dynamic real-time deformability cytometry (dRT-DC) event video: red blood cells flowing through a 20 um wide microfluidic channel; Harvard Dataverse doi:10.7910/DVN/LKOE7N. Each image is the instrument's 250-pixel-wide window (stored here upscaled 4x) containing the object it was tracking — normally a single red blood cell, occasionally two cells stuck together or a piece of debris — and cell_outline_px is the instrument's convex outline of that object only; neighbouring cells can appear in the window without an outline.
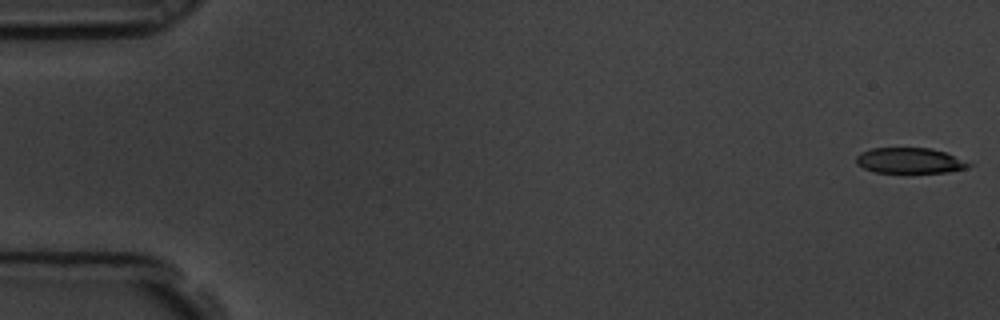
{"species": "common noctule bat (a hibernating species)", "species_latin": "Nyctalus noctula", "temperature_condition": "room temperature", "stored_images_in_passage": 6, "camera_frame_rate_fps": 3000, "um_per_image_px": 0.085, "animal": {"sex": "male", "body_mass_g": 19.5, "forearm_length_mm": 54.6}, "frame": {"image": 1, "passage_image": 1, "time_ms": 0.0, "image_size_px": [1000, 320], "cell_outline_px": [[972, 164], [968, 168], [948, 172], [876, 172], [864, 168], [856, 164], [856, 156], [860, 152], [872, 148], [932, 148], [944, 152]], "centroid_in_image_um": [77.29, 13.64], "position_along_channel_um": 7.7, "area_um2": 16.59}}
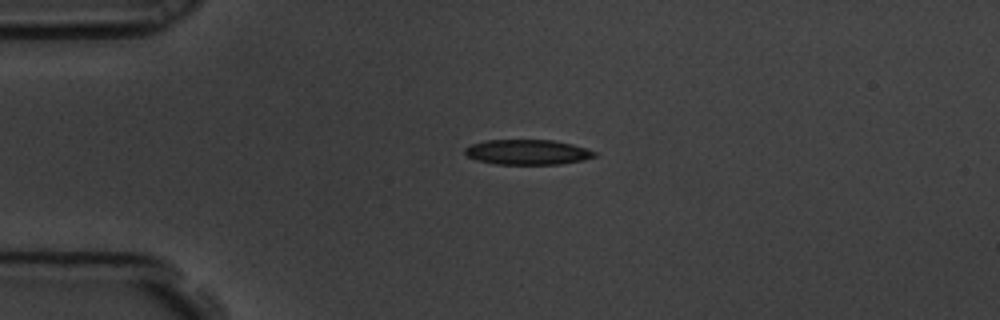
{"frame": {"image": 2, "passage_image": 4, "time_ms": 1.0, "image_size_px": [1000, 320], "cell_outline_px": [[596, 156], [584, 160], [560, 164], [496, 164], [476, 160], [468, 156], [464, 152], [464, 148], [472, 144], [484, 140], [552, 140], [572, 144], [596, 152]], "centroid_in_image_um": [44.82, 12.93], "position_along_channel_um": 40.2, "area_um2": 18.9}}
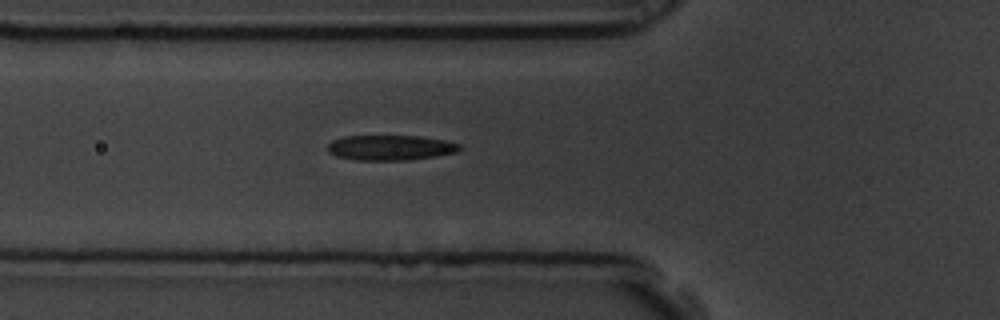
{"frame": {"image": 3, "passage_image": 6, "time_ms": 1.667, "image_size_px": [1000, 320], "cell_outline_px": [[464, 148], [456, 152], [436, 156], [412, 160], [356, 160], [336, 156], [328, 152], [328, 144], [332, 140], [344, 136], [420, 136], [444, 140], [460, 144]], "centroid_in_image_um": [33.2, 12.55], "position_along_channel_um": 92.6, "area_um2": 19.48}}